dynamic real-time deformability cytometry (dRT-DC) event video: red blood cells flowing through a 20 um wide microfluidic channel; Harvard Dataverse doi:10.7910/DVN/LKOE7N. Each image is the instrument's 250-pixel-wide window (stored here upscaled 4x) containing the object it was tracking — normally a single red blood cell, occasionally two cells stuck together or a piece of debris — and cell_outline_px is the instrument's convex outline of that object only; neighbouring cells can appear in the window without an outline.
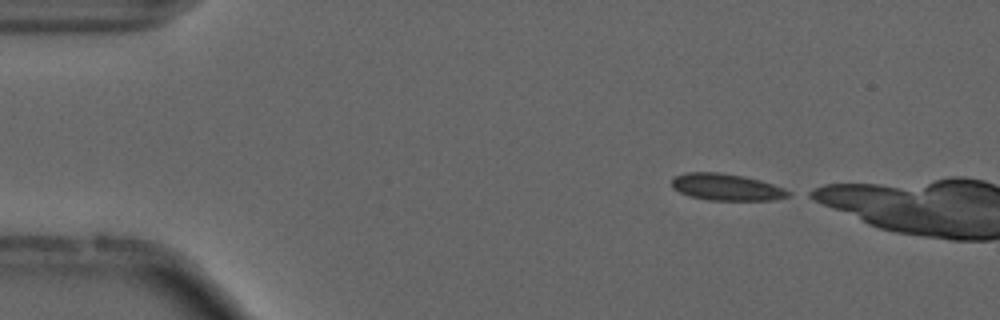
{"species": "common noctule bat (a hibernating species)", "species_latin": "Nyctalus noctula", "temperature_condition": "cold", "stored_images_in_passage": 4, "camera_frame_rate_fps": 3000, "um_per_image_px": 0.085, "animal": {"sex": "male", "forearm_length_mm": 52.5}, "frame": {"image": 1, "passage_image": 1, "time_ms": 0.0, "image_size_px": [1000, 320], "cell_outline_px": [[792, 192], [788, 196], [772, 200], [708, 200], [692, 196], [680, 192], [672, 188], [672, 180], [676, 176], [688, 172], [720, 172], [744, 176], [760, 180], [784, 188]], "centroid_in_image_um": [61.76, 15.9], "position_along_channel_um": 23.2, "area_um2": 18.03}}